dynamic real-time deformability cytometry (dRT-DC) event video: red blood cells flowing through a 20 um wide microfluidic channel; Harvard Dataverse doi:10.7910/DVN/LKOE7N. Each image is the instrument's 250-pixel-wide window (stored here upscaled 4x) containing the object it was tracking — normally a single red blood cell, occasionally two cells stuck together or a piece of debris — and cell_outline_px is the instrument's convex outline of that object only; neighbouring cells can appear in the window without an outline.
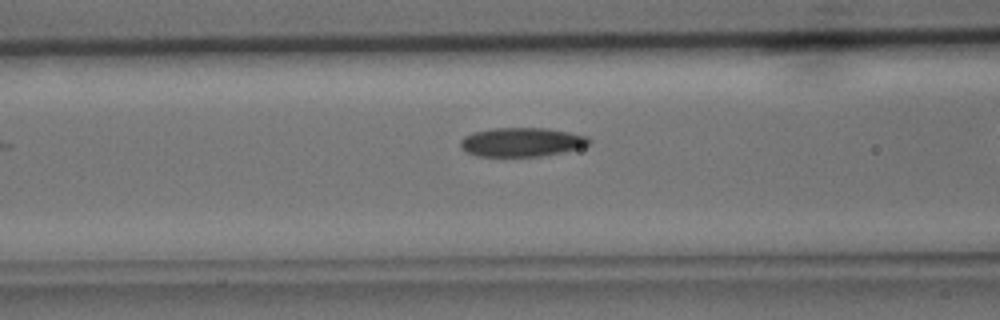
{"species": "common noctule bat (a hibernating species)", "species_latin": "Nyctalus noctula", "temperature_condition": "cold", "stored_images_in_passage": 33, "camera_frame_rate_fps": 3000, "um_per_image_px": 0.085, "animal": {"sex": "male", "body_mass_g": 15.6}, "frame": {"image": 1, "passage_image": 15, "time_ms": 4.667, "image_size_px": [1000, 320], "cell_outline_px": [[592, 140], [588, 144], [576, 148], [560, 152], [540, 156], [476, 156], [460, 148], [460, 140], [464, 136], [472, 132], [492, 128], [548, 128], [588, 136]], "centroid_in_image_um": [44.29, 12.06], "position_along_channel_um": 122.3, "area_um2": 21.62}}
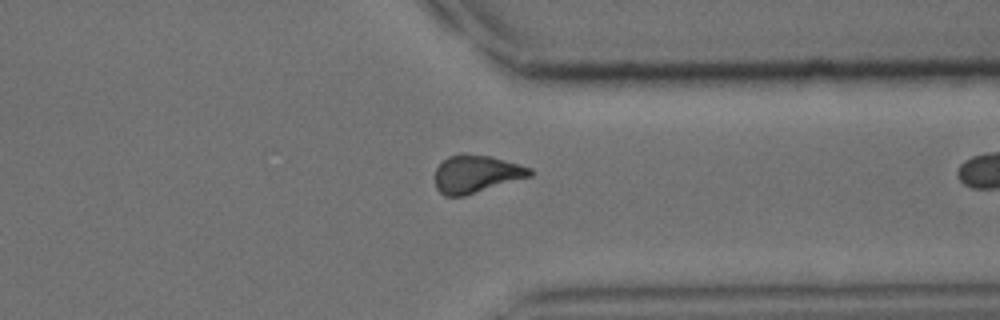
{"frame": {"image": 2, "passage_image": 32, "time_ms": 10.333, "image_size_px": [1000, 320], "cell_outline_px": [[536, 172], [532, 176], [464, 196], [444, 196], [436, 188], [436, 168], [448, 156], [460, 152], [464, 152], [492, 156], [532, 168]], "centroid_in_image_um": [40.51, 14.76], "position_along_channel_um": 370.9, "area_um2": 21.15}}